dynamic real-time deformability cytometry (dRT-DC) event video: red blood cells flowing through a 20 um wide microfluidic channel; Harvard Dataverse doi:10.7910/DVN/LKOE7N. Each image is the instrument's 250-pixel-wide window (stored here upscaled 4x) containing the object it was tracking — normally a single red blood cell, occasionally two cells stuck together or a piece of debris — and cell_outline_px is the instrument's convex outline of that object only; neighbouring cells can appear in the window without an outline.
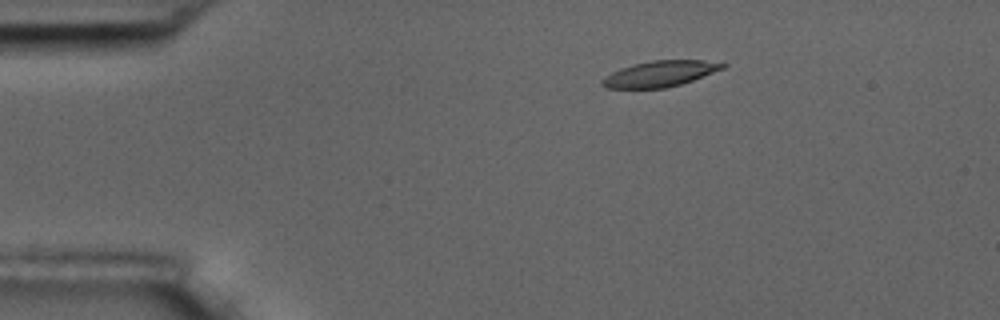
{"species": "common noctule bat (a hibernating species)", "species_latin": "Nyctalus noctula", "temperature_condition": "room temperature", "stored_images_in_passage": 2, "camera_frame_rate_fps": 3000, "um_per_image_px": 0.085, "animal": {"sex": "male", "body_mass_g": 17.5, "forearm_length_mm": 52.3}, "frame": {"image": 1, "passage_image": 1, "time_ms": 0.0, "image_size_px": [1000, 320], "cell_outline_px": [[728, 64], [724, 68], [692, 80], [680, 84], [664, 88], [604, 88], [600, 84], [600, 80], [604, 76], [620, 68], [632, 64], [652, 60], [704, 60]], "centroid_in_image_um": [56.04, 6.26], "position_along_channel_um": 29.0, "area_um2": 18.15}}